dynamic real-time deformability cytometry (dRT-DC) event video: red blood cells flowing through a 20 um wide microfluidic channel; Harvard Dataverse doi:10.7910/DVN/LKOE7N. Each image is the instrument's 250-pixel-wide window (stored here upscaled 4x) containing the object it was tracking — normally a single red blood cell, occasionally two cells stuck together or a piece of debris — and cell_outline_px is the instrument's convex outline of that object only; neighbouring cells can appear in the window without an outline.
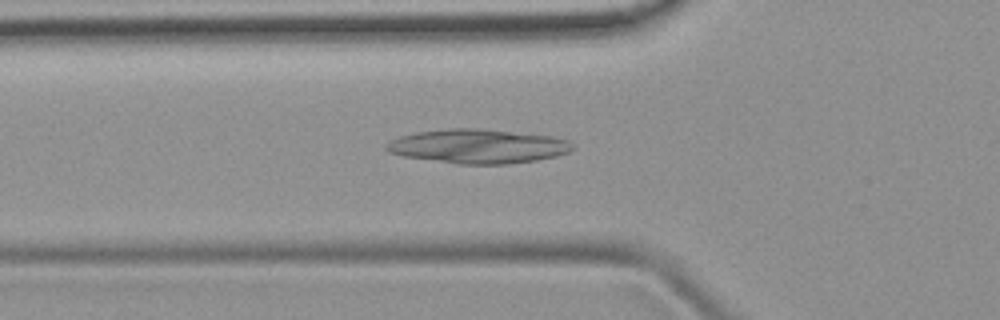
{"species": "common noctule bat (a hibernating species)", "species_latin": "Nyctalus noctula", "temperature_condition": "room temperature", "stored_images_in_passage": 29, "camera_frame_rate_fps": 3000, "um_per_image_px": 0.085, "animal": {"sex": "female", "body_mass_g": 19.9}, "frame": {"image": 1, "passage_image": 3, "time_ms": 0.667, "image_size_px": [1000, 320], "cell_outline_px": [[572, 148], [568, 152], [556, 156], [536, 160], [508, 164], [456, 164], [404, 156], [388, 152], [384, 148], [392, 140], [400, 136], [416, 132], [448, 128], [480, 128], [552, 136], [568, 140], [572, 144]], "centroid_in_image_um": [40.62, 12.43], "position_along_channel_um": 85.2, "area_um2": 36.99}}
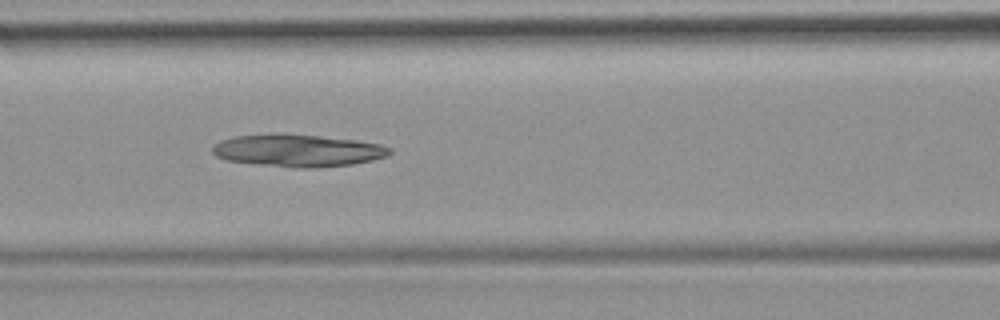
{"frame": {"image": 2, "passage_image": 7, "time_ms": 2.0, "image_size_px": [1000, 320], "cell_outline_px": [[392, 152], [388, 156], [372, 160], [352, 164], [316, 168], [300, 168], [260, 164], [228, 160], [216, 156], [212, 152], [212, 148], [220, 140], [232, 136], [272, 132], [284, 132], [320, 136], [352, 140], [380, 144], [392, 148]], "centroid_in_image_um": [25.3, 12.77], "position_along_channel_um": 141.3, "area_um2": 33.7}}
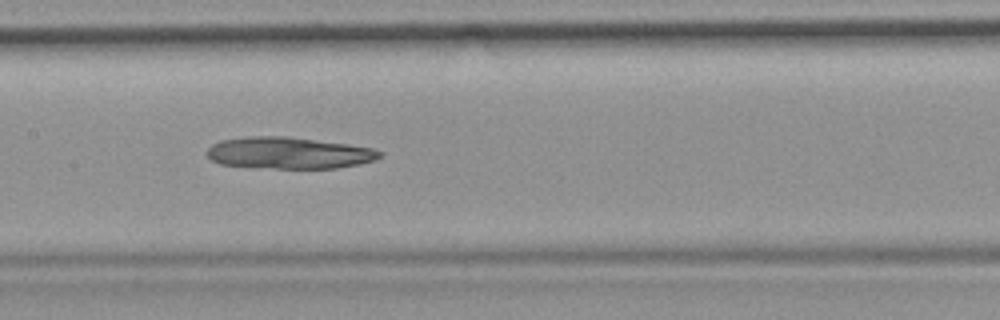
{"frame": {"image": 3, "passage_image": 10, "time_ms": 3.0, "image_size_px": [1000, 320], "cell_outline_px": [[380, 156], [372, 160], [360, 164], [336, 168], [272, 168], [220, 164], [212, 160], [208, 156], [208, 148], [212, 144], [220, 140], [248, 136], [288, 136], [348, 144], [372, 148], [380, 152]], "centroid_in_image_um": [24.52, 12.99], "position_along_channel_um": 182.9, "area_um2": 31.62}}